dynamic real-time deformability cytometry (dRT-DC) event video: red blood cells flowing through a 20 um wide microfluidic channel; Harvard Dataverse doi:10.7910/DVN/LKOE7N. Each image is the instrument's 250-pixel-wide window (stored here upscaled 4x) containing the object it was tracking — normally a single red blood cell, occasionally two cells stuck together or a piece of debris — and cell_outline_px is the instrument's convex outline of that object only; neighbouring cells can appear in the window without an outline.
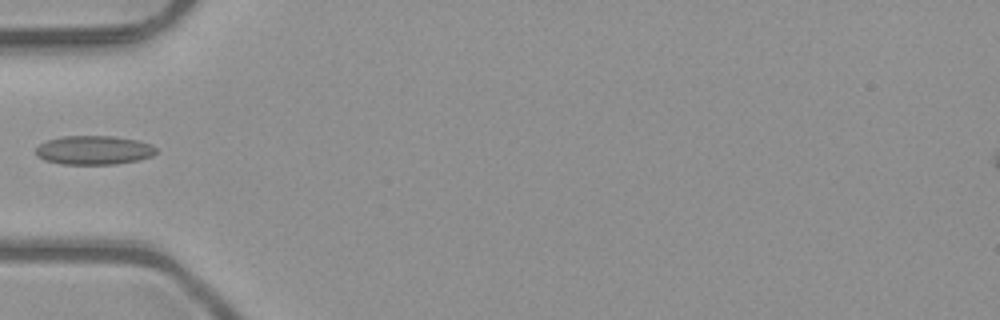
{"species": "common noctule bat (a hibernating species)", "species_latin": "Nyctalus noctula", "temperature_condition": "room temperature", "stored_images_in_passage": 5, "camera_frame_rate_fps": 3000, "um_per_image_px": 0.085, "animal": {"sex": "male", "body_mass_g": 23.1, "forearm_length_mm": 52.7}, "frame": {"image": 1, "passage_image": 5, "time_ms": 1.333, "image_size_px": [1000, 320], "cell_outline_px": [[156, 152], [152, 156], [140, 160], [116, 164], [60, 164], [44, 160], [36, 156], [36, 148], [40, 144], [48, 140], [64, 136], [112, 136], [136, 140], [152, 144], [156, 148]], "centroid_in_image_um": [7.98, 12.77], "position_along_channel_um": 77.0, "area_um2": 20.35}}